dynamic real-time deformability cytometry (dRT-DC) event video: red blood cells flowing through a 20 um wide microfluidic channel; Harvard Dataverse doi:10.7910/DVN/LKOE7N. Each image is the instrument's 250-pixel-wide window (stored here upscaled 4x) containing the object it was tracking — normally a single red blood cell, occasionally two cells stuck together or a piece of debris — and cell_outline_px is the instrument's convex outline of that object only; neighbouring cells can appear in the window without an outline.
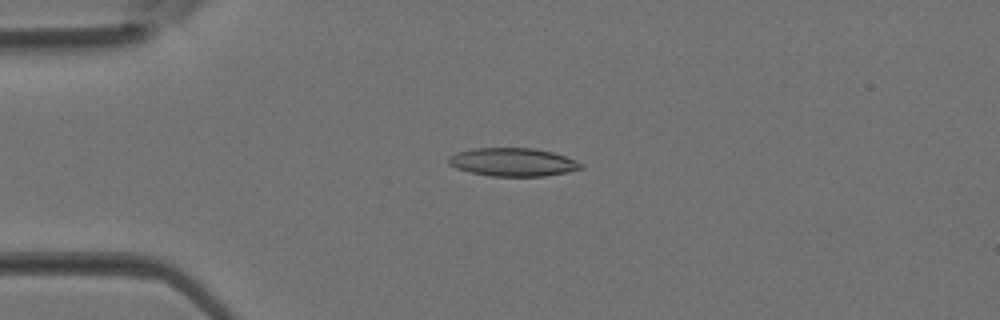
{"species": "Egyptian fruit bat (a non-hibernating species)", "species_latin": "Rousettus aegyptiacus", "temperature_condition": "room temperature", "stored_images_in_passage": 2, "camera_frame_rate_fps": 3000, "um_per_image_px": 0.085, "animal": {"sex": "female"}, "frame": {"image": 1, "passage_image": 1, "time_ms": 0.0, "image_size_px": [1000, 320], "cell_outline_px": [[584, 168], [568, 172], [544, 176], [492, 176], [472, 172], [456, 168], [448, 164], [448, 156], [456, 152], [472, 148], [532, 148], [552, 152], [576, 160], [584, 164]], "centroid_in_image_um": [43.6, 13.77], "position_along_channel_um": 41.4, "area_um2": 21.85}}